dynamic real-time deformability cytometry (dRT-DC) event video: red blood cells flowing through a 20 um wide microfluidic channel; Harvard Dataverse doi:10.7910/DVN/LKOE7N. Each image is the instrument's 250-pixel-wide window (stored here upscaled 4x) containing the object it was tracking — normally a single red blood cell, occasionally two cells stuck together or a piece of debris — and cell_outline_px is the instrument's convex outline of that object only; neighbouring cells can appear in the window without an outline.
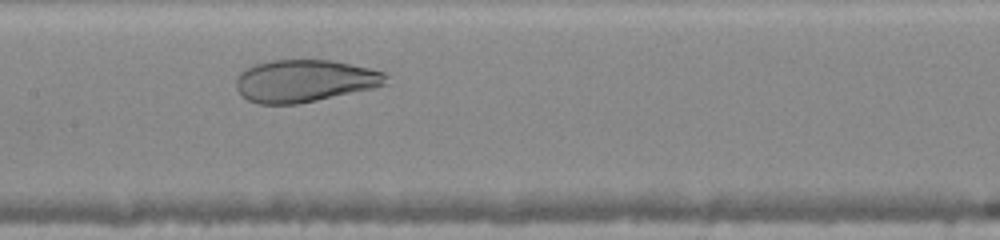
{"species": "human", "species_latin": "Homo sapiens", "temperature_condition": "warm", "stored_images_in_passage": 26, "camera_frame_rate_fps": 3000, "um_per_image_px": 0.085, "donor": {"sex": "female"}, "frame": {"image": 1, "passage_image": 12, "time_ms": 3.667, "image_size_px": [1000, 240], "cell_outline_px": [[388, 84], [372, 88], [316, 100], [296, 104], [256, 104], [240, 96], [236, 88], [236, 80], [240, 72], [252, 64], [272, 60], [332, 60], [388, 72]], "centroid_in_image_um": [25.88, 6.87], "position_along_channel_um": 181.5, "area_um2": 37.22}}
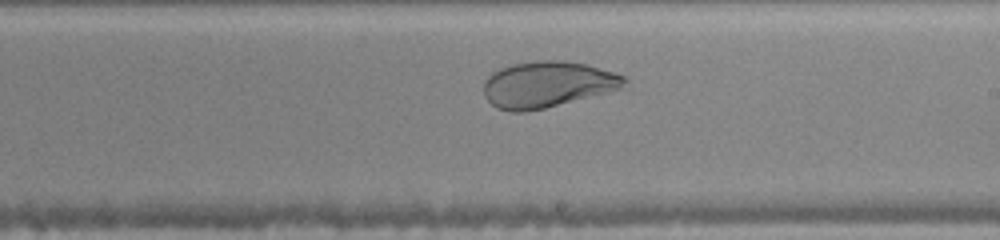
{"frame": {"image": 2, "passage_image": 16, "time_ms": 5.0, "image_size_px": [1000, 240], "cell_outline_px": [[628, 80], [620, 88], [608, 92], [544, 108], [524, 112], [508, 112], [496, 108], [484, 96], [484, 80], [492, 72], [508, 64], [544, 60], [560, 60], [584, 64], [612, 72], [624, 76]], "centroid_in_image_um": [46.46, 7.18], "position_along_channel_um": 242.5, "area_um2": 37.63}}
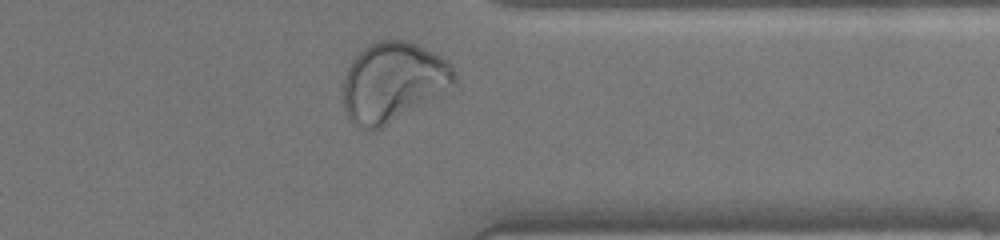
{"frame": {"image": 3, "passage_image": 25, "time_ms": 8.0, "image_size_px": [1000, 240], "cell_outline_px": [[460, 84], [380, 128], [372, 132], [364, 128], [352, 120], [348, 116], [344, 108], [344, 76], [352, 60], [368, 44], [380, 40], [408, 40], [448, 60], [452, 64]], "centroid_in_image_um": [33.47, 6.95], "position_along_channel_um": 377.9, "area_um2": 51.5}}